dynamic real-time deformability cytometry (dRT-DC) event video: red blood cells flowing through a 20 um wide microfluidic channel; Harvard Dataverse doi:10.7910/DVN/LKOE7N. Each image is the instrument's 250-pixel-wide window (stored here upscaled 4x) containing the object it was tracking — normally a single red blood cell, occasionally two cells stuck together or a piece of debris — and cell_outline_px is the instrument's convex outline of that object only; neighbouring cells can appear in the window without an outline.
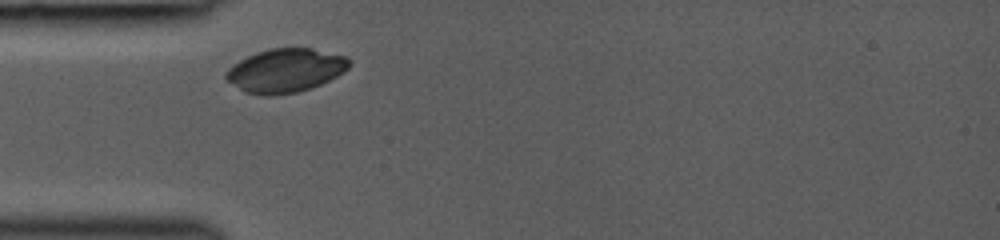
{"species": "common noctule bat (a hibernating species)", "species_latin": "Nyctalus noctula", "temperature_condition": "room temperature", "stored_images_in_passage": 3, "camera_frame_rate_fps": 3000, "um_per_image_px": 0.085, "animal": {"sex": "female", "body_mass_g": 19.0, "forearm_length_mm": 53.3}, "frame": {"image": 1, "passage_image": 1, "time_ms": 0.0, "image_size_px": [1000, 240], "cell_outline_px": [[352, 60], [348, 68], [344, 72], [312, 88], [296, 92], [268, 96], [244, 92], [224, 80], [224, 76], [228, 68], [232, 64], [256, 52], [272, 48], [312, 48], [348, 56]], "centroid_in_image_um": [24.25, 5.99], "position_along_channel_um": 60.7, "area_um2": 31.62}}
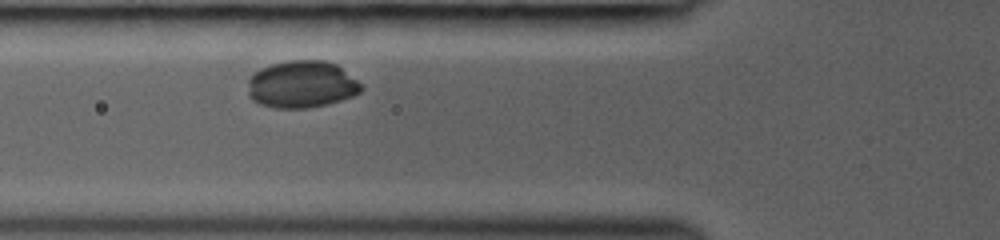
{"frame": {"image": 2, "passage_image": 3, "time_ms": 1.0, "image_size_px": [1000, 240], "cell_outline_px": [[364, 88], [360, 92], [352, 96], [328, 104], [308, 108], [276, 108], [260, 104], [252, 100], [248, 96], [248, 80], [260, 68], [272, 64], [288, 60], [324, 60], [336, 64], [356, 80]], "centroid_in_image_um": [25.62, 7.18], "position_along_channel_um": 100.2, "area_um2": 31.1}}